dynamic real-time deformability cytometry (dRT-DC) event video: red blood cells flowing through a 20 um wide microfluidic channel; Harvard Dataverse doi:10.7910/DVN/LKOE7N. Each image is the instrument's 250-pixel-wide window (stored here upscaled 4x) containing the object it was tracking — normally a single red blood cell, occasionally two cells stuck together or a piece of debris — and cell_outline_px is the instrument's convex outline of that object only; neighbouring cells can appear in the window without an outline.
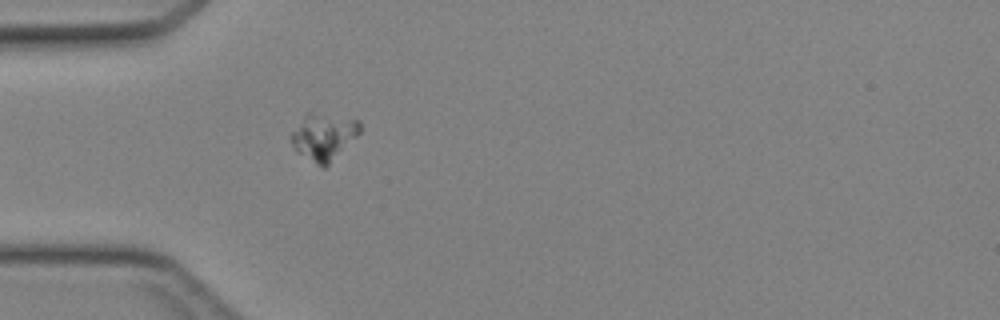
{"species": "Egyptian fruit bat (a non-hibernating species)", "species_latin": "Rousettus aegyptiacus", "temperature_condition": "cold", "stored_images_in_passage": 29, "camera_frame_rate_fps": 3000, "um_per_image_px": 0.085, "animal": {"sex": "female"}, "frame": {"image": 1, "passage_image": 1, "time_ms": 0.0, "image_size_px": [1000, 320], "cell_outline_px": [[360, 132], [324, 168], [320, 168], [296, 152], [288, 136], [304, 112], [312, 112], [360, 120]], "centroid_in_image_um": [27.43, 11.61], "position_along_channel_um": 57.6, "area_um2": 18.9}}
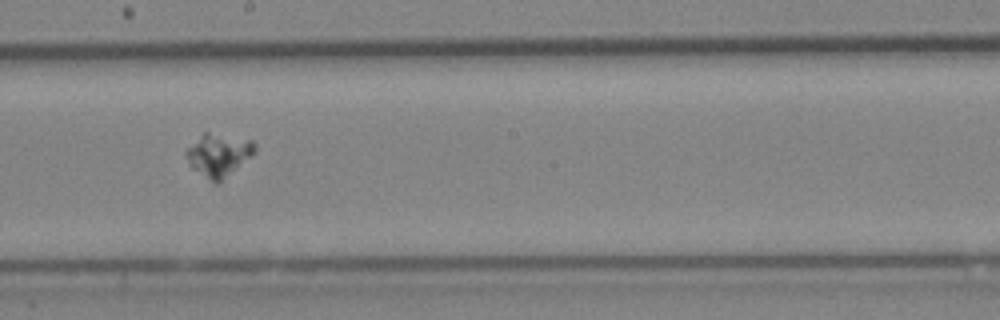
{"frame": {"image": 2, "passage_image": 13, "time_ms": 4.0, "image_size_px": [1000, 320], "cell_outline_px": [[256, 152], [220, 184], [216, 184], [192, 168], [184, 152], [204, 132], [208, 132], [252, 140], [256, 144]], "centroid_in_image_um": [18.62, 13.19], "position_along_channel_um": 229.6, "area_um2": 17.11}}
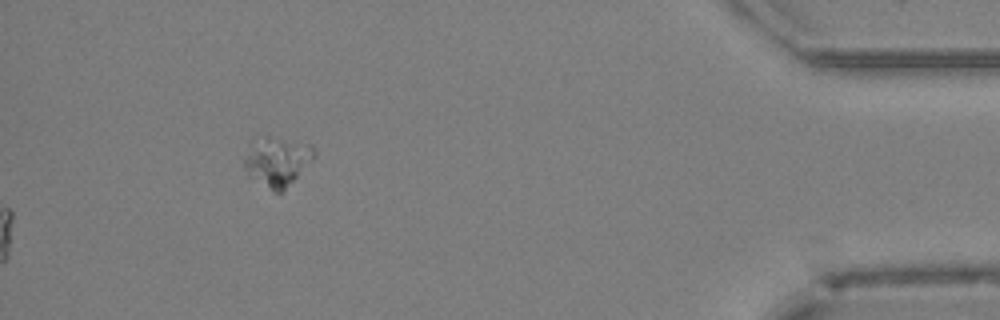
{"frame": {"image": 3, "passage_image": 29, "time_ms": 9.333, "image_size_px": [1000, 320], "cell_outline_px": [[316, 156], [284, 192], [276, 192], [248, 176], [244, 168], [244, 160], [264, 136], [268, 136], [312, 144], [316, 152]], "centroid_in_image_um": [23.66, 13.77], "position_along_channel_um": 411.5, "area_um2": 19.42}}